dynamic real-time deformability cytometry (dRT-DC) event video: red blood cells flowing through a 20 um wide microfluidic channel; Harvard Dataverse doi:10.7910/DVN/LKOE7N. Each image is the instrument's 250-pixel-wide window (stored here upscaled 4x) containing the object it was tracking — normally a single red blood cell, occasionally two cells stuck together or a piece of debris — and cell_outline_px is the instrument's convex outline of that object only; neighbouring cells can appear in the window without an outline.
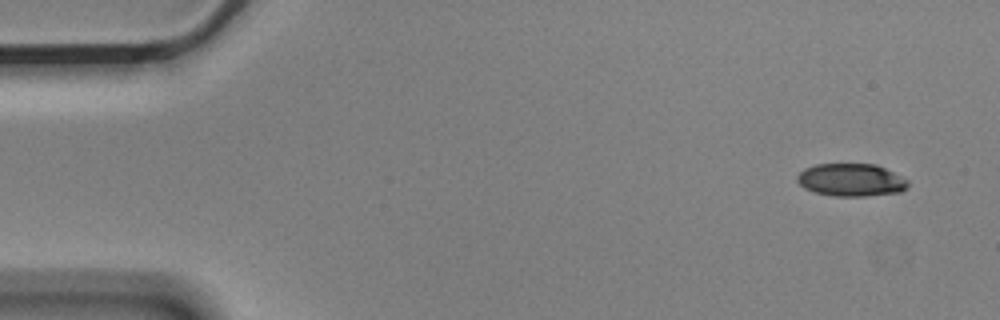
{"species": "Egyptian fruit bat (a non-hibernating species)", "species_latin": "Rousettus aegyptiacus", "temperature_condition": "cold", "stored_images_in_passage": 4, "camera_frame_rate_fps": 3000, "um_per_image_px": 0.085, "animal": {"sex": "male"}, "frame": {"image": 1, "passage_image": 1, "time_ms": 0.0, "image_size_px": [1000, 320], "cell_outline_px": [[908, 184], [900, 192], [864, 196], [832, 196], [816, 192], [804, 188], [796, 180], [796, 176], [804, 168], [816, 164], [876, 164], [908, 180]], "centroid_in_image_um": [72.3, 15.29], "position_along_channel_um": 12.7, "area_um2": 20.98}}